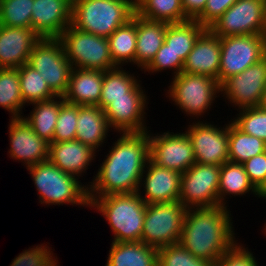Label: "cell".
Masks as SVG:
<instances>
[{
	"label": "cell",
	"instance_id": "cell-2",
	"mask_svg": "<svg viewBox=\"0 0 266 266\" xmlns=\"http://www.w3.org/2000/svg\"><path fill=\"white\" fill-rule=\"evenodd\" d=\"M231 212L220 205L188 208L179 243L193 256L214 264L240 240Z\"/></svg>",
	"mask_w": 266,
	"mask_h": 266
},
{
	"label": "cell",
	"instance_id": "cell-34",
	"mask_svg": "<svg viewBox=\"0 0 266 266\" xmlns=\"http://www.w3.org/2000/svg\"><path fill=\"white\" fill-rule=\"evenodd\" d=\"M19 81L22 100L26 106L57 97L40 73L28 64L19 67Z\"/></svg>",
	"mask_w": 266,
	"mask_h": 266
},
{
	"label": "cell",
	"instance_id": "cell-4",
	"mask_svg": "<svg viewBox=\"0 0 266 266\" xmlns=\"http://www.w3.org/2000/svg\"><path fill=\"white\" fill-rule=\"evenodd\" d=\"M37 191L38 202L50 205L90 207L88 186L79 178L62 171L49 160L27 168Z\"/></svg>",
	"mask_w": 266,
	"mask_h": 266
},
{
	"label": "cell",
	"instance_id": "cell-46",
	"mask_svg": "<svg viewBox=\"0 0 266 266\" xmlns=\"http://www.w3.org/2000/svg\"><path fill=\"white\" fill-rule=\"evenodd\" d=\"M265 200L266 202V182L263 184V186L258 190V198L257 199Z\"/></svg>",
	"mask_w": 266,
	"mask_h": 266
},
{
	"label": "cell",
	"instance_id": "cell-8",
	"mask_svg": "<svg viewBox=\"0 0 266 266\" xmlns=\"http://www.w3.org/2000/svg\"><path fill=\"white\" fill-rule=\"evenodd\" d=\"M187 209L179 201L146 204L141 241L156 248L178 243Z\"/></svg>",
	"mask_w": 266,
	"mask_h": 266
},
{
	"label": "cell",
	"instance_id": "cell-25",
	"mask_svg": "<svg viewBox=\"0 0 266 266\" xmlns=\"http://www.w3.org/2000/svg\"><path fill=\"white\" fill-rule=\"evenodd\" d=\"M168 23L148 20L137 14L135 67L142 71L164 43Z\"/></svg>",
	"mask_w": 266,
	"mask_h": 266
},
{
	"label": "cell",
	"instance_id": "cell-47",
	"mask_svg": "<svg viewBox=\"0 0 266 266\" xmlns=\"http://www.w3.org/2000/svg\"><path fill=\"white\" fill-rule=\"evenodd\" d=\"M147 0H131L133 9L135 12L146 2Z\"/></svg>",
	"mask_w": 266,
	"mask_h": 266
},
{
	"label": "cell",
	"instance_id": "cell-31",
	"mask_svg": "<svg viewBox=\"0 0 266 266\" xmlns=\"http://www.w3.org/2000/svg\"><path fill=\"white\" fill-rule=\"evenodd\" d=\"M205 29L206 28L196 20L168 24L164 43L176 57H180L181 60L185 62L194 43Z\"/></svg>",
	"mask_w": 266,
	"mask_h": 266
},
{
	"label": "cell",
	"instance_id": "cell-27",
	"mask_svg": "<svg viewBox=\"0 0 266 266\" xmlns=\"http://www.w3.org/2000/svg\"><path fill=\"white\" fill-rule=\"evenodd\" d=\"M105 266H158V248L139 242H112Z\"/></svg>",
	"mask_w": 266,
	"mask_h": 266
},
{
	"label": "cell",
	"instance_id": "cell-22",
	"mask_svg": "<svg viewBox=\"0 0 266 266\" xmlns=\"http://www.w3.org/2000/svg\"><path fill=\"white\" fill-rule=\"evenodd\" d=\"M96 153V150L76 139L52 142L49 145L48 160L62 171L80 179L88 175L86 170L90 169L94 161L96 162Z\"/></svg>",
	"mask_w": 266,
	"mask_h": 266
},
{
	"label": "cell",
	"instance_id": "cell-43",
	"mask_svg": "<svg viewBox=\"0 0 266 266\" xmlns=\"http://www.w3.org/2000/svg\"><path fill=\"white\" fill-rule=\"evenodd\" d=\"M242 164L250 182L259 190L266 182V152L253 156Z\"/></svg>",
	"mask_w": 266,
	"mask_h": 266
},
{
	"label": "cell",
	"instance_id": "cell-12",
	"mask_svg": "<svg viewBox=\"0 0 266 266\" xmlns=\"http://www.w3.org/2000/svg\"><path fill=\"white\" fill-rule=\"evenodd\" d=\"M221 166L195 163L181 175L179 202L186 208L218 206Z\"/></svg>",
	"mask_w": 266,
	"mask_h": 266
},
{
	"label": "cell",
	"instance_id": "cell-23",
	"mask_svg": "<svg viewBox=\"0 0 266 266\" xmlns=\"http://www.w3.org/2000/svg\"><path fill=\"white\" fill-rule=\"evenodd\" d=\"M103 71L73 68L63 99L78 106H98L101 98Z\"/></svg>",
	"mask_w": 266,
	"mask_h": 266
},
{
	"label": "cell",
	"instance_id": "cell-49",
	"mask_svg": "<svg viewBox=\"0 0 266 266\" xmlns=\"http://www.w3.org/2000/svg\"><path fill=\"white\" fill-rule=\"evenodd\" d=\"M264 16H265V25H266V0H264Z\"/></svg>",
	"mask_w": 266,
	"mask_h": 266
},
{
	"label": "cell",
	"instance_id": "cell-38",
	"mask_svg": "<svg viewBox=\"0 0 266 266\" xmlns=\"http://www.w3.org/2000/svg\"><path fill=\"white\" fill-rule=\"evenodd\" d=\"M214 264L193 256L179 242L158 248V266H213Z\"/></svg>",
	"mask_w": 266,
	"mask_h": 266
},
{
	"label": "cell",
	"instance_id": "cell-10",
	"mask_svg": "<svg viewBox=\"0 0 266 266\" xmlns=\"http://www.w3.org/2000/svg\"><path fill=\"white\" fill-rule=\"evenodd\" d=\"M220 43L221 58L218 76L220 85L266 56V35L220 37Z\"/></svg>",
	"mask_w": 266,
	"mask_h": 266
},
{
	"label": "cell",
	"instance_id": "cell-48",
	"mask_svg": "<svg viewBox=\"0 0 266 266\" xmlns=\"http://www.w3.org/2000/svg\"><path fill=\"white\" fill-rule=\"evenodd\" d=\"M259 107L261 109L266 110V88H265V90H264V92L262 94V98H261V101L259 103Z\"/></svg>",
	"mask_w": 266,
	"mask_h": 266
},
{
	"label": "cell",
	"instance_id": "cell-29",
	"mask_svg": "<svg viewBox=\"0 0 266 266\" xmlns=\"http://www.w3.org/2000/svg\"><path fill=\"white\" fill-rule=\"evenodd\" d=\"M65 102L62 96H57L51 100L35 102L30 113L22 115V118L32 127L33 131L42 139L52 143L56 121L60 112V107Z\"/></svg>",
	"mask_w": 266,
	"mask_h": 266
},
{
	"label": "cell",
	"instance_id": "cell-6",
	"mask_svg": "<svg viewBox=\"0 0 266 266\" xmlns=\"http://www.w3.org/2000/svg\"><path fill=\"white\" fill-rule=\"evenodd\" d=\"M131 0H72L71 25L83 32L108 38L132 19Z\"/></svg>",
	"mask_w": 266,
	"mask_h": 266
},
{
	"label": "cell",
	"instance_id": "cell-24",
	"mask_svg": "<svg viewBox=\"0 0 266 266\" xmlns=\"http://www.w3.org/2000/svg\"><path fill=\"white\" fill-rule=\"evenodd\" d=\"M75 139L96 150L102 151L108 141L110 128L104 110L98 106H78V120ZM104 145V146H103Z\"/></svg>",
	"mask_w": 266,
	"mask_h": 266
},
{
	"label": "cell",
	"instance_id": "cell-14",
	"mask_svg": "<svg viewBox=\"0 0 266 266\" xmlns=\"http://www.w3.org/2000/svg\"><path fill=\"white\" fill-rule=\"evenodd\" d=\"M148 136L149 159L157 166L182 174L196 163L193 146L185 131L153 133L148 130Z\"/></svg>",
	"mask_w": 266,
	"mask_h": 266
},
{
	"label": "cell",
	"instance_id": "cell-36",
	"mask_svg": "<svg viewBox=\"0 0 266 266\" xmlns=\"http://www.w3.org/2000/svg\"><path fill=\"white\" fill-rule=\"evenodd\" d=\"M34 0H0V25L31 28Z\"/></svg>",
	"mask_w": 266,
	"mask_h": 266
},
{
	"label": "cell",
	"instance_id": "cell-20",
	"mask_svg": "<svg viewBox=\"0 0 266 266\" xmlns=\"http://www.w3.org/2000/svg\"><path fill=\"white\" fill-rule=\"evenodd\" d=\"M41 37L32 28L0 25V68H19Z\"/></svg>",
	"mask_w": 266,
	"mask_h": 266
},
{
	"label": "cell",
	"instance_id": "cell-42",
	"mask_svg": "<svg viewBox=\"0 0 266 266\" xmlns=\"http://www.w3.org/2000/svg\"><path fill=\"white\" fill-rule=\"evenodd\" d=\"M248 245L240 241L223 256H221L213 266H259L257 258L254 256Z\"/></svg>",
	"mask_w": 266,
	"mask_h": 266
},
{
	"label": "cell",
	"instance_id": "cell-16",
	"mask_svg": "<svg viewBox=\"0 0 266 266\" xmlns=\"http://www.w3.org/2000/svg\"><path fill=\"white\" fill-rule=\"evenodd\" d=\"M147 94L128 93V98L109 99L104 113L114 133H141L151 129L146 123V111L149 110Z\"/></svg>",
	"mask_w": 266,
	"mask_h": 266
},
{
	"label": "cell",
	"instance_id": "cell-1",
	"mask_svg": "<svg viewBox=\"0 0 266 266\" xmlns=\"http://www.w3.org/2000/svg\"><path fill=\"white\" fill-rule=\"evenodd\" d=\"M107 155L88 186L89 197L138 192L141 176L149 160L148 131L117 133Z\"/></svg>",
	"mask_w": 266,
	"mask_h": 266
},
{
	"label": "cell",
	"instance_id": "cell-5",
	"mask_svg": "<svg viewBox=\"0 0 266 266\" xmlns=\"http://www.w3.org/2000/svg\"><path fill=\"white\" fill-rule=\"evenodd\" d=\"M170 80L168 89L164 90L167 101H171L191 121H203L201 118L209 115L216 98L221 95L219 82L205 75L181 72Z\"/></svg>",
	"mask_w": 266,
	"mask_h": 266
},
{
	"label": "cell",
	"instance_id": "cell-37",
	"mask_svg": "<svg viewBox=\"0 0 266 266\" xmlns=\"http://www.w3.org/2000/svg\"><path fill=\"white\" fill-rule=\"evenodd\" d=\"M231 121L244 133L262 139L266 143V110L258 107L237 110Z\"/></svg>",
	"mask_w": 266,
	"mask_h": 266
},
{
	"label": "cell",
	"instance_id": "cell-41",
	"mask_svg": "<svg viewBox=\"0 0 266 266\" xmlns=\"http://www.w3.org/2000/svg\"><path fill=\"white\" fill-rule=\"evenodd\" d=\"M183 66L184 62L181 58L176 57L170 48L163 43L151 62L142 70V73L145 74L148 72L147 75H154L165 71L168 74V72L171 71V78H173L182 72Z\"/></svg>",
	"mask_w": 266,
	"mask_h": 266
},
{
	"label": "cell",
	"instance_id": "cell-26",
	"mask_svg": "<svg viewBox=\"0 0 266 266\" xmlns=\"http://www.w3.org/2000/svg\"><path fill=\"white\" fill-rule=\"evenodd\" d=\"M124 67H116L103 71V84L99 107L105 110L109 106V99L128 98V93H146L142 80L136 72H130ZM141 82V83H140Z\"/></svg>",
	"mask_w": 266,
	"mask_h": 266
},
{
	"label": "cell",
	"instance_id": "cell-35",
	"mask_svg": "<svg viewBox=\"0 0 266 266\" xmlns=\"http://www.w3.org/2000/svg\"><path fill=\"white\" fill-rule=\"evenodd\" d=\"M136 13L148 20L168 24L190 20L183 11L182 0H147Z\"/></svg>",
	"mask_w": 266,
	"mask_h": 266
},
{
	"label": "cell",
	"instance_id": "cell-50",
	"mask_svg": "<svg viewBox=\"0 0 266 266\" xmlns=\"http://www.w3.org/2000/svg\"><path fill=\"white\" fill-rule=\"evenodd\" d=\"M262 230V233L264 234V236H266V223H264Z\"/></svg>",
	"mask_w": 266,
	"mask_h": 266
},
{
	"label": "cell",
	"instance_id": "cell-17",
	"mask_svg": "<svg viewBox=\"0 0 266 266\" xmlns=\"http://www.w3.org/2000/svg\"><path fill=\"white\" fill-rule=\"evenodd\" d=\"M8 123L9 158L26 169L48 160L50 143L37 135L25 119L10 118Z\"/></svg>",
	"mask_w": 266,
	"mask_h": 266
},
{
	"label": "cell",
	"instance_id": "cell-44",
	"mask_svg": "<svg viewBox=\"0 0 266 266\" xmlns=\"http://www.w3.org/2000/svg\"><path fill=\"white\" fill-rule=\"evenodd\" d=\"M237 0H207L203 12L195 19L205 28H209Z\"/></svg>",
	"mask_w": 266,
	"mask_h": 266
},
{
	"label": "cell",
	"instance_id": "cell-18",
	"mask_svg": "<svg viewBox=\"0 0 266 266\" xmlns=\"http://www.w3.org/2000/svg\"><path fill=\"white\" fill-rule=\"evenodd\" d=\"M181 175L178 171L157 166L149 159L137 193L146 204L179 201Z\"/></svg>",
	"mask_w": 266,
	"mask_h": 266
},
{
	"label": "cell",
	"instance_id": "cell-40",
	"mask_svg": "<svg viewBox=\"0 0 266 266\" xmlns=\"http://www.w3.org/2000/svg\"><path fill=\"white\" fill-rule=\"evenodd\" d=\"M78 120V105L64 102L60 107L52 142L75 140Z\"/></svg>",
	"mask_w": 266,
	"mask_h": 266
},
{
	"label": "cell",
	"instance_id": "cell-30",
	"mask_svg": "<svg viewBox=\"0 0 266 266\" xmlns=\"http://www.w3.org/2000/svg\"><path fill=\"white\" fill-rule=\"evenodd\" d=\"M113 62L119 66H135L137 41V13L126 24L118 27L108 38Z\"/></svg>",
	"mask_w": 266,
	"mask_h": 266
},
{
	"label": "cell",
	"instance_id": "cell-21",
	"mask_svg": "<svg viewBox=\"0 0 266 266\" xmlns=\"http://www.w3.org/2000/svg\"><path fill=\"white\" fill-rule=\"evenodd\" d=\"M221 58L220 37L206 28L188 54L182 72L205 75L218 81Z\"/></svg>",
	"mask_w": 266,
	"mask_h": 266
},
{
	"label": "cell",
	"instance_id": "cell-45",
	"mask_svg": "<svg viewBox=\"0 0 266 266\" xmlns=\"http://www.w3.org/2000/svg\"><path fill=\"white\" fill-rule=\"evenodd\" d=\"M207 0H182L183 11L190 20H195L205 9Z\"/></svg>",
	"mask_w": 266,
	"mask_h": 266
},
{
	"label": "cell",
	"instance_id": "cell-19",
	"mask_svg": "<svg viewBox=\"0 0 266 266\" xmlns=\"http://www.w3.org/2000/svg\"><path fill=\"white\" fill-rule=\"evenodd\" d=\"M72 22V0H34L31 28L41 38H59Z\"/></svg>",
	"mask_w": 266,
	"mask_h": 266
},
{
	"label": "cell",
	"instance_id": "cell-15",
	"mask_svg": "<svg viewBox=\"0 0 266 266\" xmlns=\"http://www.w3.org/2000/svg\"><path fill=\"white\" fill-rule=\"evenodd\" d=\"M266 88V56L220 85L221 97L233 110L258 107ZM225 99V100H224Z\"/></svg>",
	"mask_w": 266,
	"mask_h": 266
},
{
	"label": "cell",
	"instance_id": "cell-11",
	"mask_svg": "<svg viewBox=\"0 0 266 266\" xmlns=\"http://www.w3.org/2000/svg\"><path fill=\"white\" fill-rule=\"evenodd\" d=\"M191 122L185 126V132L193 146L196 163L221 166L228 162L229 120L223 126L205 119Z\"/></svg>",
	"mask_w": 266,
	"mask_h": 266
},
{
	"label": "cell",
	"instance_id": "cell-13",
	"mask_svg": "<svg viewBox=\"0 0 266 266\" xmlns=\"http://www.w3.org/2000/svg\"><path fill=\"white\" fill-rule=\"evenodd\" d=\"M209 29L218 37L266 35L264 0H237Z\"/></svg>",
	"mask_w": 266,
	"mask_h": 266
},
{
	"label": "cell",
	"instance_id": "cell-7",
	"mask_svg": "<svg viewBox=\"0 0 266 266\" xmlns=\"http://www.w3.org/2000/svg\"><path fill=\"white\" fill-rule=\"evenodd\" d=\"M59 39L73 68L107 71L118 67L113 62L106 37L83 32L69 25Z\"/></svg>",
	"mask_w": 266,
	"mask_h": 266
},
{
	"label": "cell",
	"instance_id": "cell-32",
	"mask_svg": "<svg viewBox=\"0 0 266 266\" xmlns=\"http://www.w3.org/2000/svg\"><path fill=\"white\" fill-rule=\"evenodd\" d=\"M9 112V118L24 115L19 81V68H0V108Z\"/></svg>",
	"mask_w": 266,
	"mask_h": 266
},
{
	"label": "cell",
	"instance_id": "cell-28",
	"mask_svg": "<svg viewBox=\"0 0 266 266\" xmlns=\"http://www.w3.org/2000/svg\"><path fill=\"white\" fill-rule=\"evenodd\" d=\"M246 194L258 197V190L250 182L243 164L228 161L221 165L218 206L229 207L230 200L228 199L233 196L241 198V196L244 197Z\"/></svg>",
	"mask_w": 266,
	"mask_h": 266
},
{
	"label": "cell",
	"instance_id": "cell-9",
	"mask_svg": "<svg viewBox=\"0 0 266 266\" xmlns=\"http://www.w3.org/2000/svg\"><path fill=\"white\" fill-rule=\"evenodd\" d=\"M27 64L40 73L57 96L65 94L73 67L59 38H41Z\"/></svg>",
	"mask_w": 266,
	"mask_h": 266
},
{
	"label": "cell",
	"instance_id": "cell-33",
	"mask_svg": "<svg viewBox=\"0 0 266 266\" xmlns=\"http://www.w3.org/2000/svg\"><path fill=\"white\" fill-rule=\"evenodd\" d=\"M266 152V143L240 130L229 121V162L244 163L253 156Z\"/></svg>",
	"mask_w": 266,
	"mask_h": 266
},
{
	"label": "cell",
	"instance_id": "cell-3",
	"mask_svg": "<svg viewBox=\"0 0 266 266\" xmlns=\"http://www.w3.org/2000/svg\"><path fill=\"white\" fill-rule=\"evenodd\" d=\"M90 207L106 219L111 242L141 241L146 203L137 192L89 197Z\"/></svg>",
	"mask_w": 266,
	"mask_h": 266
},
{
	"label": "cell",
	"instance_id": "cell-39",
	"mask_svg": "<svg viewBox=\"0 0 266 266\" xmlns=\"http://www.w3.org/2000/svg\"><path fill=\"white\" fill-rule=\"evenodd\" d=\"M46 243L24 249L12 259L9 266H60L57 254L52 251L50 243Z\"/></svg>",
	"mask_w": 266,
	"mask_h": 266
}]
</instances>
